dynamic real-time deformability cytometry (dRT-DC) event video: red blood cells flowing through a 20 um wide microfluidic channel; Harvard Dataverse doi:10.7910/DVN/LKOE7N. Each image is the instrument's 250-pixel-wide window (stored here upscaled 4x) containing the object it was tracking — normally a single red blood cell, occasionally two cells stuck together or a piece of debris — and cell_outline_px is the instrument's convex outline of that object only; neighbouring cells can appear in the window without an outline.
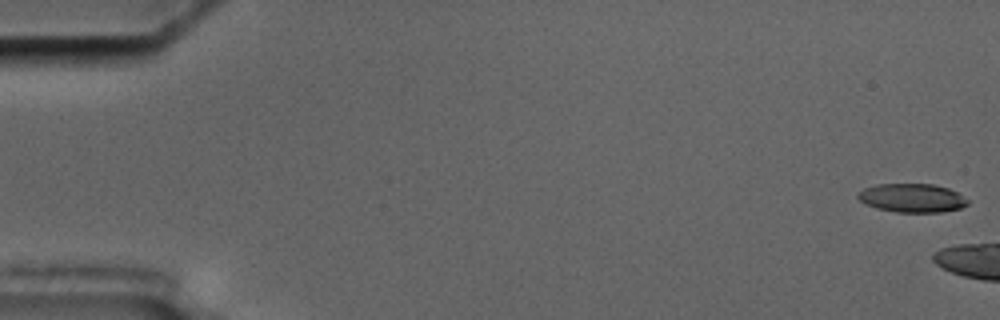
{"species": "common noctule bat (a hibernating species)", "species_latin": "Nyctalus noctula", "temperature_condition": "cold", "stored_images_in_passage": 3, "camera_frame_rate_fps": 3000, "um_per_image_px": 0.085, "animal": {"sex": "male", "body_mass_g": 17.5, "forearm_length_mm": 52.3}, "frame": {"image": 1, "passage_image": 1, "time_ms": 0.0, "image_size_px": [1000, 320], "cell_outline_px": [[968, 204], [960, 208], [940, 212], [896, 212], [876, 208], [864, 204], [856, 196], [864, 188], [876, 184], [932, 184], [948, 188], [956, 192], [968, 200]], "centroid_in_image_um": [77.5, 16.83], "position_along_channel_um": 7.5, "area_um2": 18.26}}